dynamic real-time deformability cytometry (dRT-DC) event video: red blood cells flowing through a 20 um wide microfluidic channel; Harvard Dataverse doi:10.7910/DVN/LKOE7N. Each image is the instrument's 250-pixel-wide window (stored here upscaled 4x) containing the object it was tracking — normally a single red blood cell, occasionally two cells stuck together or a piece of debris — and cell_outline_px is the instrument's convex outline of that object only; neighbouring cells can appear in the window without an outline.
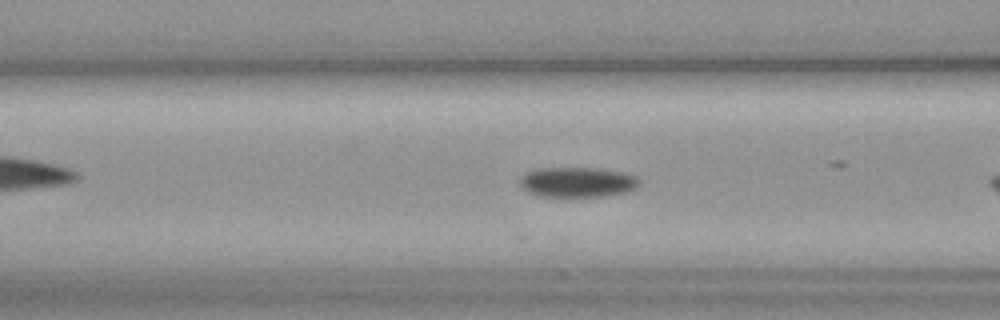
{"species": "common noctule bat (a hibernating species)", "species_latin": "Nyctalus noctula", "temperature_condition": "cold", "stored_images_in_passage": 7, "camera_frame_rate_fps": 3000, "um_per_image_px": 0.085, "animal": {"sex": "female", "body_mass_g": 19.3, "forearm_length_mm": 54.1}, "frame": {"image": 1, "passage_image": 5, "time_ms": 1.333, "image_size_px": [1000, 320], "cell_outline_px": [[640, 184], [636, 188], [628, 192], [604, 196], [540, 196], [528, 192], [520, 184], [520, 176], [524, 172], [536, 168], [596, 168], [624, 172], [636, 176], [640, 180]], "centroid_in_image_um": [49.09, 15.47], "position_along_channel_um": 117.5, "area_um2": 21.1}}